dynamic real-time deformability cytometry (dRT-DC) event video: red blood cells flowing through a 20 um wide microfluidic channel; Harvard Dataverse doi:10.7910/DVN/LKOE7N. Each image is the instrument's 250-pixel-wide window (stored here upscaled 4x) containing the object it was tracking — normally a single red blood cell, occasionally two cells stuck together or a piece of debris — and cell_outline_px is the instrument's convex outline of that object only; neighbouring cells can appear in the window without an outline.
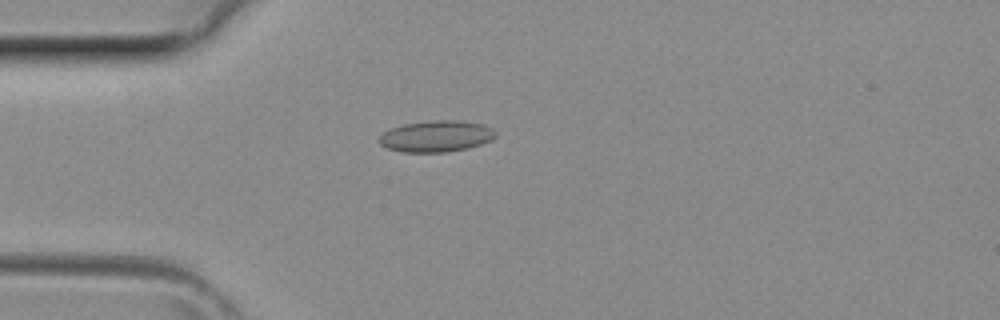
{"species": "common noctule bat (a hibernating species)", "species_latin": "Nyctalus noctula", "temperature_condition": "room temperature", "stored_images_in_passage": 25, "camera_frame_rate_fps": 3000, "um_per_image_px": 0.085, "animal": {"sex": "female", "body_mass_g": 29.2, "forearm_length_mm": 56.3}, "frame": {"image": 1, "passage_image": 1, "time_ms": 0.0, "image_size_px": [1000, 320], "cell_outline_px": [[496, 136], [492, 140], [468, 148], [444, 152], [400, 152], [388, 148], [380, 144], [376, 140], [384, 132], [392, 128], [404, 124], [432, 120], [460, 120], [480, 124], [492, 128], [496, 132]], "centroid_in_image_um": [37.07, 11.58], "position_along_channel_um": 47.9, "area_um2": 21.27}}
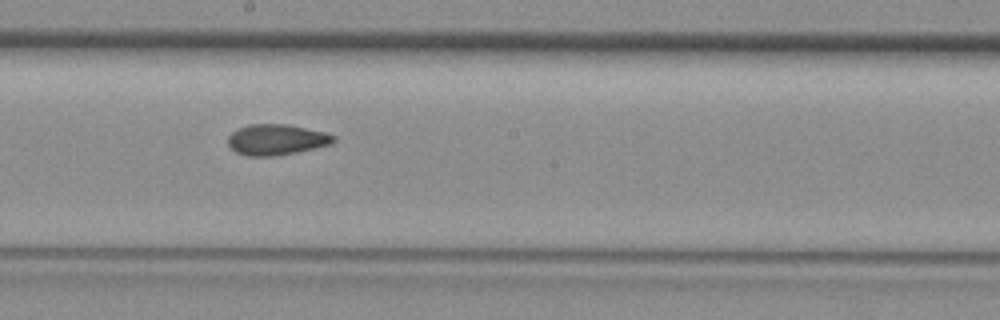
{"frame": {"image": 2, "passage_image": 12, "time_ms": 3.667, "image_size_px": [1000, 320], "cell_outline_px": [[336, 140], [332, 144], [296, 152], [276, 156], [248, 156], [236, 152], [228, 144], [228, 136], [232, 132], [248, 124], [288, 124], [324, 132], [336, 136]], "centroid_in_image_um": [23.51, 11.87], "position_along_channel_um": 224.7, "area_um2": 18.9}}
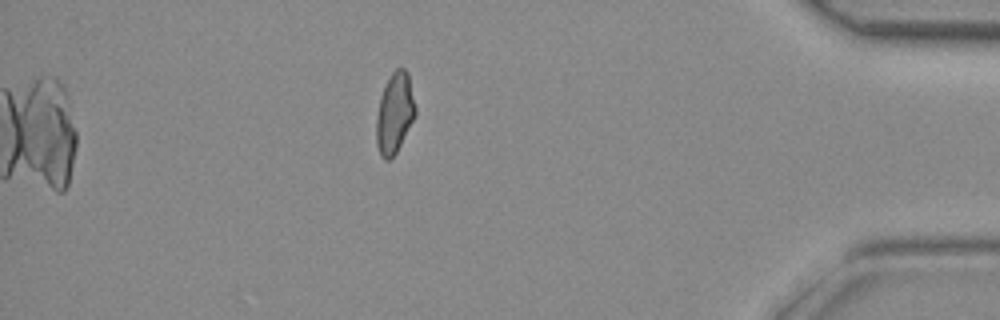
{"frame": {"image": 3, "passage_image": 25, "time_ms": 8.0, "image_size_px": [1000, 320], "cell_outline_px": [[416, 112], [396, 152], [388, 160], [384, 160], [380, 156], [376, 144], [376, 116], [380, 96], [392, 72], [396, 68], [404, 68], [408, 72], [416, 108]], "centroid_in_image_um": [33.52, 9.61], "position_along_channel_um": 401.7, "area_um2": 18.09}}